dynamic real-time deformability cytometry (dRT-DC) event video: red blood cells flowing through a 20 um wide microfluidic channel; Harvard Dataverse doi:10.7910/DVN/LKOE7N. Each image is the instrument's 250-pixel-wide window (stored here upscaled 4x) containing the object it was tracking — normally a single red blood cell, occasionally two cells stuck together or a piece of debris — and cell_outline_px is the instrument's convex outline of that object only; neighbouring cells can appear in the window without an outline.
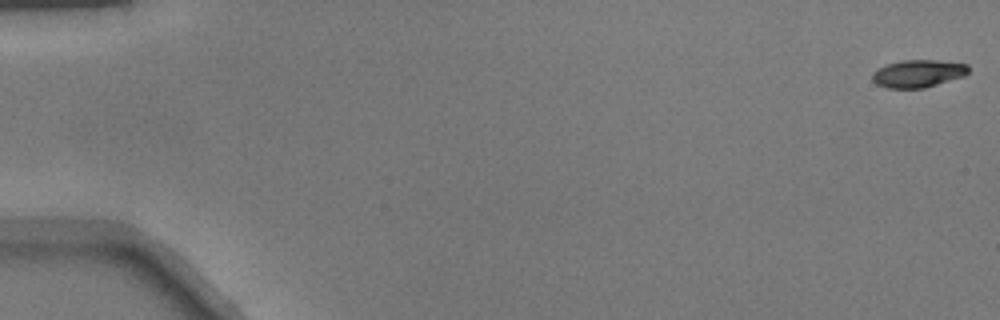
{"species": "common noctule bat (a hibernating species)", "species_latin": "Nyctalus noctula", "temperature_condition": "warm", "stored_images_in_passage": 10, "camera_frame_rate_fps": 3000, "um_per_image_px": 0.085, "animal": {"sex": "male", "body_mass_g": 17.9}, "frame": {"image": 1, "passage_image": 1, "time_ms": 0.0, "image_size_px": [1000, 320], "cell_outline_px": [[968, 72], [964, 76], [924, 88], [888, 88], [876, 84], [872, 80], [872, 72], [888, 64], [904, 60], [936, 60], [968, 64]], "centroid_in_image_um": [78.03, 6.25], "position_along_channel_um": 7.0, "area_um2": 15.32}}